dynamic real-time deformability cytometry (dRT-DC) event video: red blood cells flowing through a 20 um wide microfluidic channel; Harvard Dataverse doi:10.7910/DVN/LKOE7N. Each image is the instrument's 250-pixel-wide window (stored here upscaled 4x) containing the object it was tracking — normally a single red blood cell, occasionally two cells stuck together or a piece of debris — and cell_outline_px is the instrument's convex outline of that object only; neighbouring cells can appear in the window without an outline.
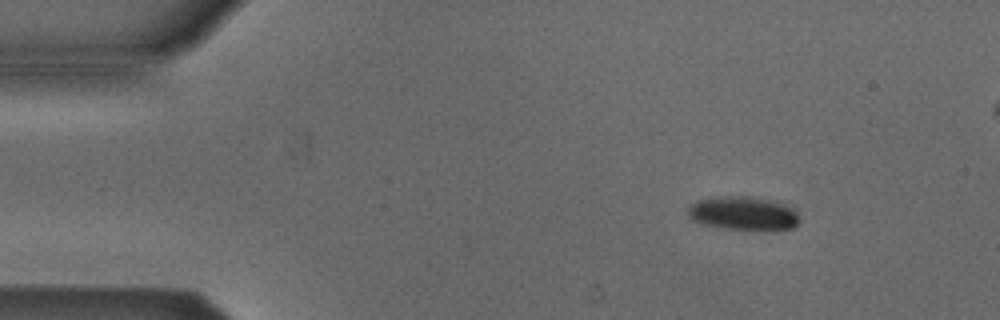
{"species": "Egyptian fruit bat (a non-hibernating species)", "species_latin": "Rousettus aegyptiacus", "temperature_condition": "cold", "stored_images_in_passage": 5, "camera_frame_rate_fps": 3000, "um_per_image_px": 0.085, "animal": {"sex": "male"}, "frame": {"image": 1, "passage_image": 2, "time_ms": 0.333, "image_size_px": [1000, 320], "cell_outline_px": [[800, 220], [792, 228], [724, 228], [692, 220], [688, 216], [688, 208], [696, 200], [712, 196], [752, 196], [776, 200], [792, 208], [796, 212]], "centroid_in_image_um": [63.15, 18.07], "position_along_channel_um": 21.8, "area_um2": 21.5}}